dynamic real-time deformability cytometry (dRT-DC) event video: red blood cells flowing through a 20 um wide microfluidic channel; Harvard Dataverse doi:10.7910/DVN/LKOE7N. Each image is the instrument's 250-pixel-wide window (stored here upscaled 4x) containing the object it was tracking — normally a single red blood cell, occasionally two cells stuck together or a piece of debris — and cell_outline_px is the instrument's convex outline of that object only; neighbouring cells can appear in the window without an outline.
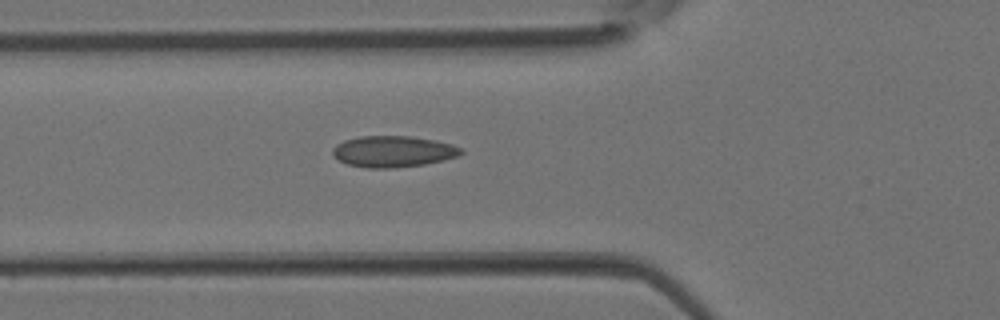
{"species": "Egyptian fruit bat (a non-hibernating species)", "species_latin": "Rousettus aegyptiacus", "temperature_condition": "room temperature", "stored_images_in_passage": 4, "camera_frame_rate_fps": 3000, "um_per_image_px": 0.085, "animal": {"sex": "female"}, "frame": {"image": 1, "passage_image": 4, "time_ms": 1.0, "image_size_px": [1000, 320], "cell_outline_px": [[464, 152], [456, 156], [424, 164], [392, 168], [368, 168], [348, 164], [332, 156], [332, 148], [336, 144], [344, 140], [360, 136], [412, 136], [452, 144], [460, 148]], "centroid_in_image_um": [33.36, 12.87], "position_along_channel_um": 92.4, "area_um2": 23.18}}